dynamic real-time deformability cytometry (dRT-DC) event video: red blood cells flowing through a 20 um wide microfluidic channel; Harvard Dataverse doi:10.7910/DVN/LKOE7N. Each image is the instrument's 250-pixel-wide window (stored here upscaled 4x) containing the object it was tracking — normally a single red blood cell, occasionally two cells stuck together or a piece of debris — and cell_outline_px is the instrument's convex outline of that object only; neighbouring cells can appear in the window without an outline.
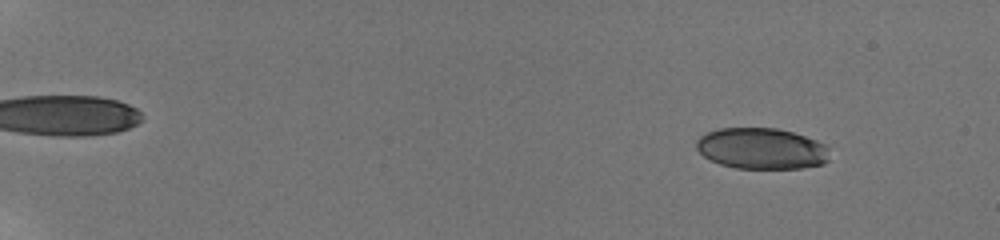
{"species": "human", "species_latin": "Homo sapiens", "temperature_condition": "room temperature", "stored_images_in_passage": 25, "camera_frame_rate_fps": 3000, "um_per_image_px": 0.085, "donor": {"sex": "male"}, "frame": {"image": 1, "passage_image": 3, "time_ms": 1.667, "image_size_px": [1000, 240], "cell_outline_px": [[828, 160], [824, 164], [800, 168], [736, 168], [720, 164], [704, 156], [696, 148], [696, 140], [700, 136], [708, 132], [720, 128], [776, 128], [792, 132], [816, 140], [824, 144], [828, 148]], "centroid_in_image_um": [64.73, 12.62], "position_along_channel_um": 20.3, "area_um2": 31.79}}
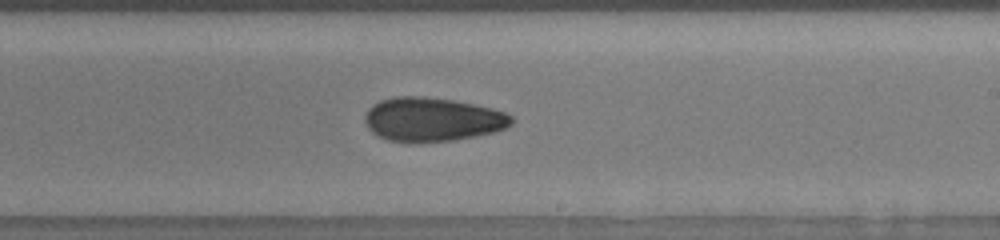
{"frame": {"image": 2, "passage_image": 21, "time_ms": 12.333, "image_size_px": [1000, 240], "cell_outline_px": [[512, 124], [496, 132], [476, 136], [452, 140], [388, 140], [372, 132], [368, 128], [364, 120], [364, 116], [368, 108], [372, 104], [380, 100], [392, 96], [424, 96], [452, 100], [492, 108], [504, 112], [512, 116]], "centroid_in_image_um": [36.74, 10.11], "position_along_channel_um": 252.3, "area_um2": 36.99}}
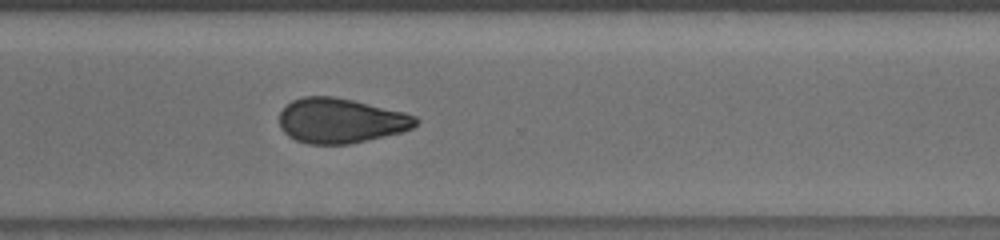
{"frame": {"image": 3, "passage_image": 25, "time_ms": 14.667, "image_size_px": [1000, 240], "cell_outline_px": [[420, 120], [412, 128], [400, 132], [348, 144], [308, 144], [296, 140], [288, 136], [280, 128], [280, 112], [292, 100], [304, 96], [332, 96], [352, 100], [404, 112], [416, 116]], "centroid_in_image_um": [28.94, 10.25], "position_along_channel_um": 341.7, "area_um2": 35.43}}